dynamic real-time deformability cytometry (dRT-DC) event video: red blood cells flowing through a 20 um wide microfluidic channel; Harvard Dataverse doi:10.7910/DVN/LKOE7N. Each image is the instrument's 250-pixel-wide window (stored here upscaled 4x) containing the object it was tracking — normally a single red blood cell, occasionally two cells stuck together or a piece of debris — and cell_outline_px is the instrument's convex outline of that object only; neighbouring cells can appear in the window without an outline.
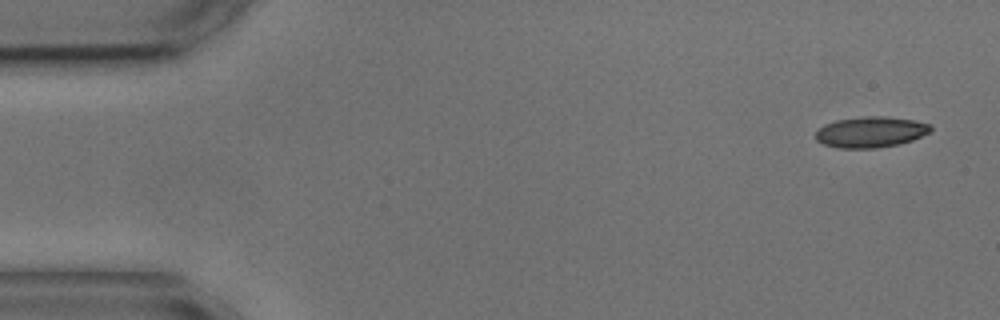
{"species": "common noctule bat (a hibernating species)", "species_latin": "Nyctalus noctula", "temperature_condition": "cold", "stored_images_in_passage": 4, "camera_frame_rate_fps": 3000, "um_per_image_px": 0.085, "animal": {"sex": "male", "body_mass_g": 17.9, "forearm_length_mm": 54.2}, "frame": {"image": 1, "passage_image": 1, "time_ms": 0.0, "image_size_px": [1000, 320], "cell_outline_px": [[932, 128], [928, 132], [912, 140], [900, 144], [876, 148], [840, 148], [824, 144], [816, 140], [816, 132], [824, 124], [836, 120], [864, 116], [884, 116], [912, 120], [928, 124]], "centroid_in_image_um": [73.97, 11.22], "position_along_channel_um": 11.0, "area_um2": 20.46}}
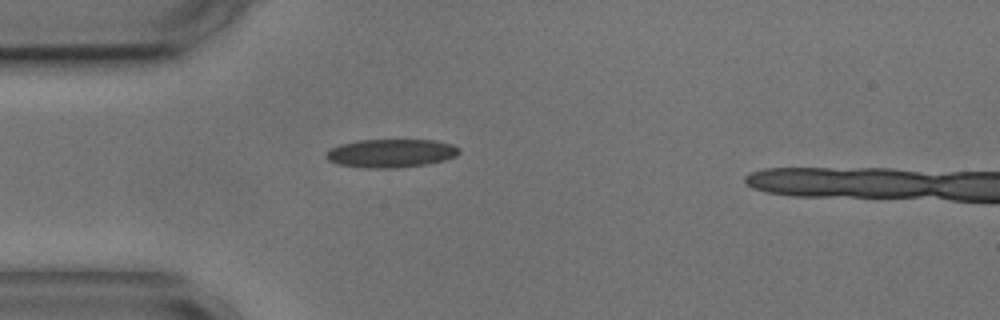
{"frame": {"image": 2, "passage_image": 4, "time_ms": 4.0, "image_size_px": [1000, 320], "cell_outline_px": [[460, 152], [456, 156], [444, 160], [428, 164], [400, 168], [364, 168], [340, 164], [328, 160], [324, 156], [332, 148], [340, 144], [360, 140], [436, 140], [452, 144], [460, 148]], "centroid_in_image_um": [33.27, 13.03], "position_along_channel_um": 51.7, "area_um2": 22.08}}